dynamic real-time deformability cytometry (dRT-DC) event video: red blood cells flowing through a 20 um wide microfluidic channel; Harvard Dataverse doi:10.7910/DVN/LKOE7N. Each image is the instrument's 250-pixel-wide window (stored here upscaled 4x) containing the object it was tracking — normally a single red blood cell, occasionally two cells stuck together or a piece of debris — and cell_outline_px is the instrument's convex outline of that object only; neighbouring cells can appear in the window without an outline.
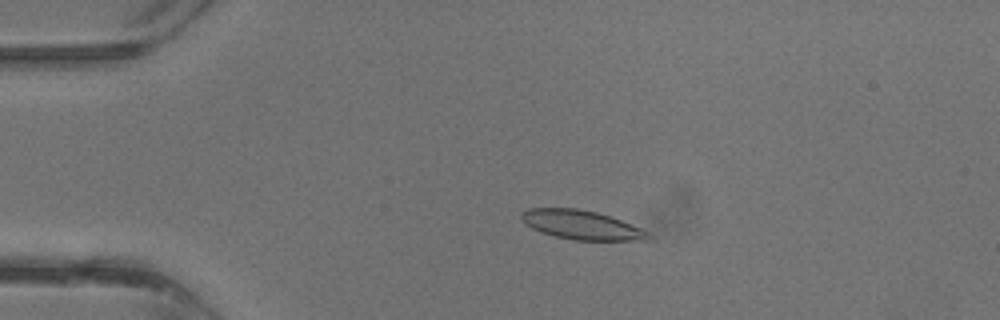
{"species": "common noctule bat (a hibernating species)", "species_latin": "Nyctalus noctula", "temperature_condition": "warm", "stored_images_in_passage": 39, "camera_frame_rate_fps": 3000, "um_per_image_px": 0.085, "animal": {"sex": "male", "body_mass_g": 13.3}, "frame": {"image": 1, "passage_image": 9, "time_ms": 2.667, "image_size_px": [1000, 320], "cell_outline_px": [[652, 240], [572, 240], [540, 232], [524, 224], [520, 216], [520, 212], [528, 208], [576, 208], [596, 212], [620, 220], [640, 228], [648, 232], [652, 236]], "centroid_in_image_um": [49.39, 19.12], "position_along_channel_um": 35.6, "area_um2": 21.5}}
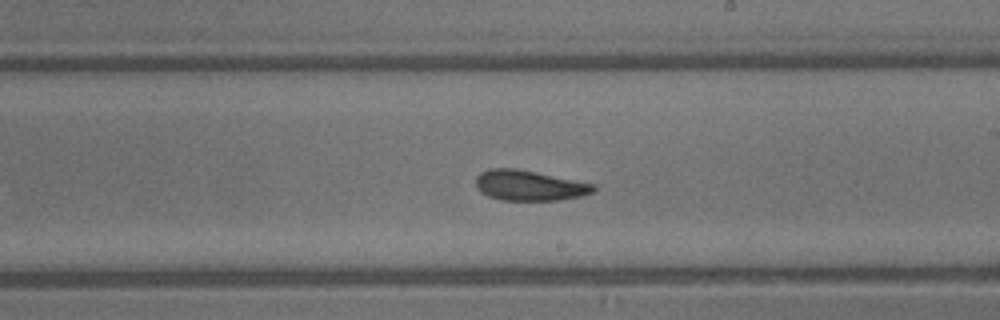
{"frame": {"image": 2, "passage_image": 23, "time_ms": 7.333, "image_size_px": [1000, 320], "cell_outline_px": [[596, 188], [592, 192], [580, 196], [560, 200], [500, 200], [488, 196], [480, 192], [476, 188], [476, 176], [480, 172], [488, 168], [516, 168], [596, 184]], "centroid_in_image_um": [44.95, 15.76], "position_along_channel_um": 244.0, "area_um2": 20.92}}
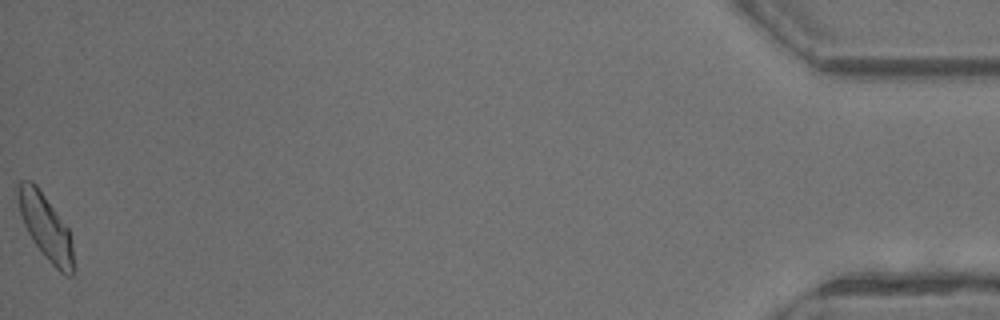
{"frame": {"image": 3, "passage_image": 39, "time_ms": 12.667, "image_size_px": [1000, 320], "cell_outline_px": [[76, 268], [72, 276], [68, 276], [60, 272], [48, 260], [32, 240], [24, 224], [20, 212], [16, 196], [16, 188], [20, 180], [32, 180], [36, 184], [68, 228], [72, 240]], "centroid_in_image_um": [3.9, 19.31], "position_along_channel_um": 431.3, "area_um2": 21.33}}